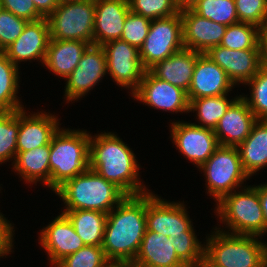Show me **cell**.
Here are the masks:
<instances>
[{
	"mask_svg": "<svg viewBox=\"0 0 267 267\" xmlns=\"http://www.w3.org/2000/svg\"><path fill=\"white\" fill-rule=\"evenodd\" d=\"M171 137L179 152L198 168L220 146L213 129L197 126L196 123L172 122Z\"/></svg>",
	"mask_w": 267,
	"mask_h": 267,
	"instance_id": "obj_11",
	"label": "cell"
},
{
	"mask_svg": "<svg viewBox=\"0 0 267 267\" xmlns=\"http://www.w3.org/2000/svg\"><path fill=\"white\" fill-rule=\"evenodd\" d=\"M55 193L66 204L65 210H96L106 214L127 196L91 169L66 181Z\"/></svg>",
	"mask_w": 267,
	"mask_h": 267,
	"instance_id": "obj_4",
	"label": "cell"
},
{
	"mask_svg": "<svg viewBox=\"0 0 267 267\" xmlns=\"http://www.w3.org/2000/svg\"><path fill=\"white\" fill-rule=\"evenodd\" d=\"M226 95L189 100V112L196 111L198 121L201 122L197 126L215 129L219 120L225 115L226 110L238 98L236 96L230 100L227 99Z\"/></svg>",
	"mask_w": 267,
	"mask_h": 267,
	"instance_id": "obj_30",
	"label": "cell"
},
{
	"mask_svg": "<svg viewBox=\"0 0 267 267\" xmlns=\"http://www.w3.org/2000/svg\"><path fill=\"white\" fill-rule=\"evenodd\" d=\"M246 85H250L252 89L250 97L242 96V98L257 120H267V70L261 68Z\"/></svg>",
	"mask_w": 267,
	"mask_h": 267,
	"instance_id": "obj_36",
	"label": "cell"
},
{
	"mask_svg": "<svg viewBox=\"0 0 267 267\" xmlns=\"http://www.w3.org/2000/svg\"><path fill=\"white\" fill-rule=\"evenodd\" d=\"M191 10L226 26L239 22L234 0H199Z\"/></svg>",
	"mask_w": 267,
	"mask_h": 267,
	"instance_id": "obj_33",
	"label": "cell"
},
{
	"mask_svg": "<svg viewBox=\"0 0 267 267\" xmlns=\"http://www.w3.org/2000/svg\"><path fill=\"white\" fill-rule=\"evenodd\" d=\"M13 226L0 212V257L9 255L13 248Z\"/></svg>",
	"mask_w": 267,
	"mask_h": 267,
	"instance_id": "obj_42",
	"label": "cell"
},
{
	"mask_svg": "<svg viewBox=\"0 0 267 267\" xmlns=\"http://www.w3.org/2000/svg\"><path fill=\"white\" fill-rule=\"evenodd\" d=\"M258 46L261 68L267 70V28L261 29L260 31Z\"/></svg>",
	"mask_w": 267,
	"mask_h": 267,
	"instance_id": "obj_44",
	"label": "cell"
},
{
	"mask_svg": "<svg viewBox=\"0 0 267 267\" xmlns=\"http://www.w3.org/2000/svg\"><path fill=\"white\" fill-rule=\"evenodd\" d=\"M147 193L126 196L108 214L102 248L111 263L132 264L146 232Z\"/></svg>",
	"mask_w": 267,
	"mask_h": 267,
	"instance_id": "obj_1",
	"label": "cell"
},
{
	"mask_svg": "<svg viewBox=\"0 0 267 267\" xmlns=\"http://www.w3.org/2000/svg\"><path fill=\"white\" fill-rule=\"evenodd\" d=\"M40 244L55 266L64 257L85 246L68 217L61 213L40 232Z\"/></svg>",
	"mask_w": 267,
	"mask_h": 267,
	"instance_id": "obj_17",
	"label": "cell"
},
{
	"mask_svg": "<svg viewBox=\"0 0 267 267\" xmlns=\"http://www.w3.org/2000/svg\"><path fill=\"white\" fill-rule=\"evenodd\" d=\"M26 114L24 108L19 110L17 152L50 144L52 136L60 128L58 119L52 114L41 111L31 116Z\"/></svg>",
	"mask_w": 267,
	"mask_h": 267,
	"instance_id": "obj_22",
	"label": "cell"
},
{
	"mask_svg": "<svg viewBox=\"0 0 267 267\" xmlns=\"http://www.w3.org/2000/svg\"><path fill=\"white\" fill-rule=\"evenodd\" d=\"M4 10L28 22L45 18L37 9L32 0H1Z\"/></svg>",
	"mask_w": 267,
	"mask_h": 267,
	"instance_id": "obj_41",
	"label": "cell"
},
{
	"mask_svg": "<svg viewBox=\"0 0 267 267\" xmlns=\"http://www.w3.org/2000/svg\"><path fill=\"white\" fill-rule=\"evenodd\" d=\"M108 267H133L132 264L111 263Z\"/></svg>",
	"mask_w": 267,
	"mask_h": 267,
	"instance_id": "obj_47",
	"label": "cell"
},
{
	"mask_svg": "<svg viewBox=\"0 0 267 267\" xmlns=\"http://www.w3.org/2000/svg\"><path fill=\"white\" fill-rule=\"evenodd\" d=\"M150 25V19L129 11L124 22L120 40L129 43L139 50L148 35Z\"/></svg>",
	"mask_w": 267,
	"mask_h": 267,
	"instance_id": "obj_39",
	"label": "cell"
},
{
	"mask_svg": "<svg viewBox=\"0 0 267 267\" xmlns=\"http://www.w3.org/2000/svg\"><path fill=\"white\" fill-rule=\"evenodd\" d=\"M107 73L105 52L100 45H89L79 64L66 79V102L85 96Z\"/></svg>",
	"mask_w": 267,
	"mask_h": 267,
	"instance_id": "obj_13",
	"label": "cell"
},
{
	"mask_svg": "<svg viewBox=\"0 0 267 267\" xmlns=\"http://www.w3.org/2000/svg\"><path fill=\"white\" fill-rule=\"evenodd\" d=\"M199 169L206 175L208 193L216 203L249 179L243 170L237 146L220 145Z\"/></svg>",
	"mask_w": 267,
	"mask_h": 267,
	"instance_id": "obj_8",
	"label": "cell"
},
{
	"mask_svg": "<svg viewBox=\"0 0 267 267\" xmlns=\"http://www.w3.org/2000/svg\"><path fill=\"white\" fill-rule=\"evenodd\" d=\"M133 267H187L167 236L146 229Z\"/></svg>",
	"mask_w": 267,
	"mask_h": 267,
	"instance_id": "obj_23",
	"label": "cell"
},
{
	"mask_svg": "<svg viewBox=\"0 0 267 267\" xmlns=\"http://www.w3.org/2000/svg\"><path fill=\"white\" fill-rule=\"evenodd\" d=\"M76 233L88 246H102L107 214L96 210H64Z\"/></svg>",
	"mask_w": 267,
	"mask_h": 267,
	"instance_id": "obj_28",
	"label": "cell"
},
{
	"mask_svg": "<svg viewBox=\"0 0 267 267\" xmlns=\"http://www.w3.org/2000/svg\"><path fill=\"white\" fill-rule=\"evenodd\" d=\"M131 95L133 99L155 109L189 113L187 92L155 77L149 70H146L139 87Z\"/></svg>",
	"mask_w": 267,
	"mask_h": 267,
	"instance_id": "obj_14",
	"label": "cell"
},
{
	"mask_svg": "<svg viewBox=\"0 0 267 267\" xmlns=\"http://www.w3.org/2000/svg\"><path fill=\"white\" fill-rule=\"evenodd\" d=\"M27 20L17 17L7 10L0 12V51L13 43L23 32Z\"/></svg>",
	"mask_w": 267,
	"mask_h": 267,
	"instance_id": "obj_40",
	"label": "cell"
},
{
	"mask_svg": "<svg viewBox=\"0 0 267 267\" xmlns=\"http://www.w3.org/2000/svg\"><path fill=\"white\" fill-rule=\"evenodd\" d=\"M101 46L106 56L107 73L117 85L128 90L130 88L133 93L146 72L139 50L120 39L111 40Z\"/></svg>",
	"mask_w": 267,
	"mask_h": 267,
	"instance_id": "obj_10",
	"label": "cell"
},
{
	"mask_svg": "<svg viewBox=\"0 0 267 267\" xmlns=\"http://www.w3.org/2000/svg\"><path fill=\"white\" fill-rule=\"evenodd\" d=\"M50 144L26 152H17L13 169L26 183L42 181L50 188Z\"/></svg>",
	"mask_w": 267,
	"mask_h": 267,
	"instance_id": "obj_27",
	"label": "cell"
},
{
	"mask_svg": "<svg viewBox=\"0 0 267 267\" xmlns=\"http://www.w3.org/2000/svg\"><path fill=\"white\" fill-rule=\"evenodd\" d=\"M180 11L192 9L199 0H175Z\"/></svg>",
	"mask_w": 267,
	"mask_h": 267,
	"instance_id": "obj_46",
	"label": "cell"
},
{
	"mask_svg": "<svg viewBox=\"0 0 267 267\" xmlns=\"http://www.w3.org/2000/svg\"><path fill=\"white\" fill-rule=\"evenodd\" d=\"M90 169L114 183L127 196L148 193L139 176L135 154L116 134L102 132L90 136Z\"/></svg>",
	"mask_w": 267,
	"mask_h": 267,
	"instance_id": "obj_2",
	"label": "cell"
},
{
	"mask_svg": "<svg viewBox=\"0 0 267 267\" xmlns=\"http://www.w3.org/2000/svg\"><path fill=\"white\" fill-rule=\"evenodd\" d=\"M238 21L267 28V0H234Z\"/></svg>",
	"mask_w": 267,
	"mask_h": 267,
	"instance_id": "obj_38",
	"label": "cell"
},
{
	"mask_svg": "<svg viewBox=\"0 0 267 267\" xmlns=\"http://www.w3.org/2000/svg\"><path fill=\"white\" fill-rule=\"evenodd\" d=\"M66 1H76V0H58V2H66Z\"/></svg>",
	"mask_w": 267,
	"mask_h": 267,
	"instance_id": "obj_49",
	"label": "cell"
},
{
	"mask_svg": "<svg viewBox=\"0 0 267 267\" xmlns=\"http://www.w3.org/2000/svg\"><path fill=\"white\" fill-rule=\"evenodd\" d=\"M3 10V6H2V3H1V0H0V12Z\"/></svg>",
	"mask_w": 267,
	"mask_h": 267,
	"instance_id": "obj_50",
	"label": "cell"
},
{
	"mask_svg": "<svg viewBox=\"0 0 267 267\" xmlns=\"http://www.w3.org/2000/svg\"><path fill=\"white\" fill-rule=\"evenodd\" d=\"M199 267H220V266L215 265L214 263H200Z\"/></svg>",
	"mask_w": 267,
	"mask_h": 267,
	"instance_id": "obj_48",
	"label": "cell"
},
{
	"mask_svg": "<svg viewBox=\"0 0 267 267\" xmlns=\"http://www.w3.org/2000/svg\"><path fill=\"white\" fill-rule=\"evenodd\" d=\"M18 67L0 51V111L23 109L18 96Z\"/></svg>",
	"mask_w": 267,
	"mask_h": 267,
	"instance_id": "obj_29",
	"label": "cell"
},
{
	"mask_svg": "<svg viewBox=\"0 0 267 267\" xmlns=\"http://www.w3.org/2000/svg\"><path fill=\"white\" fill-rule=\"evenodd\" d=\"M215 227L204 245L201 263H214L220 267H265L267 243L255 235L231 234Z\"/></svg>",
	"mask_w": 267,
	"mask_h": 267,
	"instance_id": "obj_5",
	"label": "cell"
},
{
	"mask_svg": "<svg viewBox=\"0 0 267 267\" xmlns=\"http://www.w3.org/2000/svg\"><path fill=\"white\" fill-rule=\"evenodd\" d=\"M153 194L152 192L147 193V230L176 238L193 226L184 203L164 201Z\"/></svg>",
	"mask_w": 267,
	"mask_h": 267,
	"instance_id": "obj_12",
	"label": "cell"
},
{
	"mask_svg": "<svg viewBox=\"0 0 267 267\" xmlns=\"http://www.w3.org/2000/svg\"><path fill=\"white\" fill-rule=\"evenodd\" d=\"M191 227L188 231L183 232V235H178L176 238L169 236L172 241V246L176 251L178 258L187 267H199L204 257V246L197 239L196 233Z\"/></svg>",
	"mask_w": 267,
	"mask_h": 267,
	"instance_id": "obj_34",
	"label": "cell"
},
{
	"mask_svg": "<svg viewBox=\"0 0 267 267\" xmlns=\"http://www.w3.org/2000/svg\"><path fill=\"white\" fill-rule=\"evenodd\" d=\"M19 110L0 111V163L16 158Z\"/></svg>",
	"mask_w": 267,
	"mask_h": 267,
	"instance_id": "obj_31",
	"label": "cell"
},
{
	"mask_svg": "<svg viewBox=\"0 0 267 267\" xmlns=\"http://www.w3.org/2000/svg\"><path fill=\"white\" fill-rule=\"evenodd\" d=\"M200 52L183 48L156 63L149 71L157 78L188 92Z\"/></svg>",
	"mask_w": 267,
	"mask_h": 267,
	"instance_id": "obj_24",
	"label": "cell"
},
{
	"mask_svg": "<svg viewBox=\"0 0 267 267\" xmlns=\"http://www.w3.org/2000/svg\"><path fill=\"white\" fill-rule=\"evenodd\" d=\"M261 28L256 25L238 22L227 26L220 43L228 49H259V34Z\"/></svg>",
	"mask_w": 267,
	"mask_h": 267,
	"instance_id": "obj_32",
	"label": "cell"
},
{
	"mask_svg": "<svg viewBox=\"0 0 267 267\" xmlns=\"http://www.w3.org/2000/svg\"><path fill=\"white\" fill-rule=\"evenodd\" d=\"M234 190L217 202L216 213L231 234L264 235V216L258 191L254 186Z\"/></svg>",
	"mask_w": 267,
	"mask_h": 267,
	"instance_id": "obj_6",
	"label": "cell"
},
{
	"mask_svg": "<svg viewBox=\"0 0 267 267\" xmlns=\"http://www.w3.org/2000/svg\"><path fill=\"white\" fill-rule=\"evenodd\" d=\"M204 54L226 72L234 86L246 84L261 69L259 49L238 50L219 45Z\"/></svg>",
	"mask_w": 267,
	"mask_h": 267,
	"instance_id": "obj_15",
	"label": "cell"
},
{
	"mask_svg": "<svg viewBox=\"0 0 267 267\" xmlns=\"http://www.w3.org/2000/svg\"><path fill=\"white\" fill-rule=\"evenodd\" d=\"M87 131L58 129L50 142V189L56 191L66 181L90 169Z\"/></svg>",
	"mask_w": 267,
	"mask_h": 267,
	"instance_id": "obj_3",
	"label": "cell"
},
{
	"mask_svg": "<svg viewBox=\"0 0 267 267\" xmlns=\"http://www.w3.org/2000/svg\"><path fill=\"white\" fill-rule=\"evenodd\" d=\"M130 11L150 20L180 13L175 0H128Z\"/></svg>",
	"mask_w": 267,
	"mask_h": 267,
	"instance_id": "obj_37",
	"label": "cell"
},
{
	"mask_svg": "<svg viewBox=\"0 0 267 267\" xmlns=\"http://www.w3.org/2000/svg\"><path fill=\"white\" fill-rule=\"evenodd\" d=\"M93 44L103 45L120 39L130 8L128 0H94Z\"/></svg>",
	"mask_w": 267,
	"mask_h": 267,
	"instance_id": "obj_21",
	"label": "cell"
},
{
	"mask_svg": "<svg viewBox=\"0 0 267 267\" xmlns=\"http://www.w3.org/2000/svg\"><path fill=\"white\" fill-rule=\"evenodd\" d=\"M110 264L102 246L85 245L77 252L64 257L54 267H108Z\"/></svg>",
	"mask_w": 267,
	"mask_h": 267,
	"instance_id": "obj_35",
	"label": "cell"
},
{
	"mask_svg": "<svg viewBox=\"0 0 267 267\" xmlns=\"http://www.w3.org/2000/svg\"><path fill=\"white\" fill-rule=\"evenodd\" d=\"M90 44L75 40L50 39L44 64L54 74L67 78L79 64Z\"/></svg>",
	"mask_w": 267,
	"mask_h": 267,
	"instance_id": "obj_25",
	"label": "cell"
},
{
	"mask_svg": "<svg viewBox=\"0 0 267 267\" xmlns=\"http://www.w3.org/2000/svg\"><path fill=\"white\" fill-rule=\"evenodd\" d=\"M257 191L260 198V204L263 210V216H264V233L267 232V184H261L258 186H254Z\"/></svg>",
	"mask_w": 267,
	"mask_h": 267,
	"instance_id": "obj_45",
	"label": "cell"
},
{
	"mask_svg": "<svg viewBox=\"0 0 267 267\" xmlns=\"http://www.w3.org/2000/svg\"><path fill=\"white\" fill-rule=\"evenodd\" d=\"M184 48L181 13L151 20L148 35L139 49L146 70Z\"/></svg>",
	"mask_w": 267,
	"mask_h": 267,
	"instance_id": "obj_9",
	"label": "cell"
},
{
	"mask_svg": "<svg viewBox=\"0 0 267 267\" xmlns=\"http://www.w3.org/2000/svg\"><path fill=\"white\" fill-rule=\"evenodd\" d=\"M94 0L60 2L47 17L50 36L57 40H75L93 44Z\"/></svg>",
	"mask_w": 267,
	"mask_h": 267,
	"instance_id": "obj_7",
	"label": "cell"
},
{
	"mask_svg": "<svg viewBox=\"0 0 267 267\" xmlns=\"http://www.w3.org/2000/svg\"><path fill=\"white\" fill-rule=\"evenodd\" d=\"M234 84L226 72L204 53H200L187 92L188 100L209 96H221L232 91Z\"/></svg>",
	"mask_w": 267,
	"mask_h": 267,
	"instance_id": "obj_19",
	"label": "cell"
},
{
	"mask_svg": "<svg viewBox=\"0 0 267 267\" xmlns=\"http://www.w3.org/2000/svg\"><path fill=\"white\" fill-rule=\"evenodd\" d=\"M241 164L249 178L267 166V120H257L238 146Z\"/></svg>",
	"mask_w": 267,
	"mask_h": 267,
	"instance_id": "obj_26",
	"label": "cell"
},
{
	"mask_svg": "<svg viewBox=\"0 0 267 267\" xmlns=\"http://www.w3.org/2000/svg\"><path fill=\"white\" fill-rule=\"evenodd\" d=\"M180 13L184 48L205 53L209 48L220 45L226 25L203 18L191 9Z\"/></svg>",
	"mask_w": 267,
	"mask_h": 267,
	"instance_id": "obj_18",
	"label": "cell"
},
{
	"mask_svg": "<svg viewBox=\"0 0 267 267\" xmlns=\"http://www.w3.org/2000/svg\"><path fill=\"white\" fill-rule=\"evenodd\" d=\"M50 39L47 18L28 22L19 37L3 53L17 67L18 62L27 60H40L44 64Z\"/></svg>",
	"mask_w": 267,
	"mask_h": 267,
	"instance_id": "obj_16",
	"label": "cell"
},
{
	"mask_svg": "<svg viewBox=\"0 0 267 267\" xmlns=\"http://www.w3.org/2000/svg\"><path fill=\"white\" fill-rule=\"evenodd\" d=\"M265 267H267V255H266V262H265Z\"/></svg>",
	"mask_w": 267,
	"mask_h": 267,
	"instance_id": "obj_51",
	"label": "cell"
},
{
	"mask_svg": "<svg viewBox=\"0 0 267 267\" xmlns=\"http://www.w3.org/2000/svg\"><path fill=\"white\" fill-rule=\"evenodd\" d=\"M36 9L47 18L58 7V0H32Z\"/></svg>",
	"mask_w": 267,
	"mask_h": 267,
	"instance_id": "obj_43",
	"label": "cell"
},
{
	"mask_svg": "<svg viewBox=\"0 0 267 267\" xmlns=\"http://www.w3.org/2000/svg\"><path fill=\"white\" fill-rule=\"evenodd\" d=\"M256 121L242 95L238 96L214 129L219 145L238 146L249 136Z\"/></svg>",
	"mask_w": 267,
	"mask_h": 267,
	"instance_id": "obj_20",
	"label": "cell"
}]
</instances>
